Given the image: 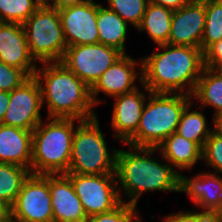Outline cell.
Segmentation results:
<instances>
[{
  "label": "cell",
  "mask_w": 222,
  "mask_h": 222,
  "mask_svg": "<svg viewBox=\"0 0 222 222\" xmlns=\"http://www.w3.org/2000/svg\"><path fill=\"white\" fill-rule=\"evenodd\" d=\"M64 38L69 46L98 44L97 3H85L58 10Z\"/></svg>",
  "instance_id": "12"
},
{
  "label": "cell",
  "mask_w": 222,
  "mask_h": 222,
  "mask_svg": "<svg viewBox=\"0 0 222 222\" xmlns=\"http://www.w3.org/2000/svg\"><path fill=\"white\" fill-rule=\"evenodd\" d=\"M149 102L144 105L136 134L126 143L134 147H157L176 132L184 109L193 102L183 93L150 92Z\"/></svg>",
  "instance_id": "5"
},
{
  "label": "cell",
  "mask_w": 222,
  "mask_h": 222,
  "mask_svg": "<svg viewBox=\"0 0 222 222\" xmlns=\"http://www.w3.org/2000/svg\"><path fill=\"white\" fill-rule=\"evenodd\" d=\"M10 222H53L49 174H30L10 207Z\"/></svg>",
  "instance_id": "10"
},
{
  "label": "cell",
  "mask_w": 222,
  "mask_h": 222,
  "mask_svg": "<svg viewBox=\"0 0 222 222\" xmlns=\"http://www.w3.org/2000/svg\"><path fill=\"white\" fill-rule=\"evenodd\" d=\"M32 131L0 123V163L15 164L31 171Z\"/></svg>",
  "instance_id": "19"
},
{
  "label": "cell",
  "mask_w": 222,
  "mask_h": 222,
  "mask_svg": "<svg viewBox=\"0 0 222 222\" xmlns=\"http://www.w3.org/2000/svg\"><path fill=\"white\" fill-rule=\"evenodd\" d=\"M203 63L205 68L222 70V39L203 52Z\"/></svg>",
  "instance_id": "33"
},
{
  "label": "cell",
  "mask_w": 222,
  "mask_h": 222,
  "mask_svg": "<svg viewBox=\"0 0 222 222\" xmlns=\"http://www.w3.org/2000/svg\"><path fill=\"white\" fill-rule=\"evenodd\" d=\"M193 105L194 100L184 109L176 133L196 142L203 149L207 138L212 133V128L207 126V120L202 111H189Z\"/></svg>",
  "instance_id": "24"
},
{
  "label": "cell",
  "mask_w": 222,
  "mask_h": 222,
  "mask_svg": "<svg viewBox=\"0 0 222 222\" xmlns=\"http://www.w3.org/2000/svg\"><path fill=\"white\" fill-rule=\"evenodd\" d=\"M0 61L28 77L35 75L38 66L29 51L23 24L0 22Z\"/></svg>",
  "instance_id": "15"
},
{
  "label": "cell",
  "mask_w": 222,
  "mask_h": 222,
  "mask_svg": "<svg viewBox=\"0 0 222 222\" xmlns=\"http://www.w3.org/2000/svg\"><path fill=\"white\" fill-rule=\"evenodd\" d=\"M97 118L78 120L67 173L85 175L115 173L118 149L107 148Z\"/></svg>",
  "instance_id": "6"
},
{
  "label": "cell",
  "mask_w": 222,
  "mask_h": 222,
  "mask_svg": "<svg viewBox=\"0 0 222 222\" xmlns=\"http://www.w3.org/2000/svg\"><path fill=\"white\" fill-rule=\"evenodd\" d=\"M27 44L36 62H60L67 44L57 9L42 4L24 23Z\"/></svg>",
  "instance_id": "7"
},
{
  "label": "cell",
  "mask_w": 222,
  "mask_h": 222,
  "mask_svg": "<svg viewBox=\"0 0 222 222\" xmlns=\"http://www.w3.org/2000/svg\"><path fill=\"white\" fill-rule=\"evenodd\" d=\"M28 78L22 70L8 66L0 61V91L11 92Z\"/></svg>",
  "instance_id": "31"
},
{
  "label": "cell",
  "mask_w": 222,
  "mask_h": 222,
  "mask_svg": "<svg viewBox=\"0 0 222 222\" xmlns=\"http://www.w3.org/2000/svg\"><path fill=\"white\" fill-rule=\"evenodd\" d=\"M137 206L121 202L111 211L94 215L87 222H141Z\"/></svg>",
  "instance_id": "29"
},
{
  "label": "cell",
  "mask_w": 222,
  "mask_h": 222,
  "mask_svg": "<svg viewBox=\"0 0 222 222\" xmlns=\"http://www.w3.org/2000/svg\"><path fill=\"white\" fill-rule=\"evenodd\" d=\"M30 174L28 168L0 163V201L10 208Z\"/></svg>",
  "instance_id": "25"
},
{
  "label": "cell",
  "mask_w": 222,
  "mask_h": 222,
  "mask_svg": "<svg viewBox=\"0 0 222 222\" xmlns=\"http://www.w3.org/2000/svg\"><path fill=\"white\" fill-rule=\"evenodd\" d=\"M89 0H43V3L51 8L61 10L63 8L85 3Z\"/></svg>",
  "instance_id": "34"
},
{
  "label": "cell",
  "mask_w": 222,
  "mask_h": 222,
  "mask_svg": "<svg viewBox=\"0 0 222 222\" xmlns=\"http://www.w3.org/2000/svg\"><path fill=\"white\" fill-rule=\"evenodd\" d=\"M217 222H222V214L217 216Z\"/></svg>",
  "instance_id": "39"
},
{
  "label": "cell",
  "mask_w": 222,
  "mask_h": 222,
  "mask_svg": "<svg viewBox=\"0 0 222 222\" xmlns=\"http://www.w3.org/2000/svg\"><path fill=\"white\" fill-rule=\"evenodd\" d=\"M173 12L172 9L149 2L141 24L136 29L147 33L156 45L167 44Z\"/></svg>",
  "instance_id": "22"
},
{
  "label": "cell",
  "mask_w": 222,
  "mask_h": 222,
  "mask_svg": "<svg viewBox=\"0 0 222 222\" xmlns=\"http://www.w3.org/2000/svg\"><path fill=\"white\" fill-rule=\"evenodd\" d=\"M88 218L116 208L121 199L115 173L85 175L66 173Z\"/></svg>",
  "instance_id": "9"
},
{
  "label": "cell",
  "mask_w": 222,
  "mask_h": 222,
  "mask_svg": "<svg viewBox=\"0 0 222 222\" xmlns=\"http://www.w3.org/2000/svg\"><path fill=\"white\" fill-rule=\"evenodd\" d=\"M179 192L190 196L203 212L218 216L222 214V175L201 172L189 178L180 172Z\"/></svg>",
  "instance_id": "16"
},
{
  "label": "cell",
  "mask_w": 222,
  "mask_h": 222,
  "mask_svg": "<svg viewBox=\"0 0 222 222\" xmlns=\"http://www.w3.org/2000/svg\"><path fill=\"white\" fill-rule=\"evenodd\" d=\"M128 146L131 151L118 149L116 154L115 176L121 202L137 206L147 191L179 192L180 172L152 157L157 147ZM122 191L128 201L123 200Z\"/></svg>",
  "instance_id": "2"
},
{
  "label": "cell",
  "mask_w": 222,
  "mask_h": 222,
  "mask_svg": "<svg viewBox=\"0 0 222 222\" xmlns=\"http://www.w3.org/2000/svg\"><path fill=\"white\" fill-rule=\"evenodd\" d=\"M128 23L117 13L97 3V29L99 43L119 49L124 54Z\"/></svg>",
  "instance_id": "21"
},
{
  "label": "cell",
  "mask_w": 222,
  "mask_h": 222,
  "mask_svg": "<svg viewBox=\"0 0 222 222\" xmlns=\"http://www.w3.org/2000/svg\"><path fill=\"white\" fill-rule=\"evenodd\" d=\"M123 55L119 49L100 43L75 45L66 48L60 62L92 88L101 75Z\"/></svg>",
  "instance_id": "8"
},
{
  "label": "cell",
  "mask_w": 222,
  "mask_h": 222,
  "mask_svg": "<svg viewBox=\"0 0 222 222\" xmlns=\"http://www.w3.org/2000/svg\"><path fill=\"white\" fill-rule=\"evenodd\" d=\"M32 131L31 174H66L77 127L72 118H46Z\"/></svg>",
  "instance_id": "4"
},
{
  "label": "cell",
  "mask_w": 222,
  "mask_h": 222,
  "mask_svg": "<svg viewBox=\"0 0 222 222\" xmlns=\"http://www.w3.org/2000/svg\"><path fill=\"white\" fill-rule=\"evenodd\" d=\"M213 168L214 173L222 175V136L211 133L202 149V161Z\"/></svg>",
  "instance_id": "30"
},
{
  "label": "cell",
  "mask_w": 222,
  "mask_h": 222,
  "mask_svg": "<svg viewBox=\"0 0 222 222\" xmlns=\"http://www.w3.org/2000/svg\"><path fill=\"white\" fill-rule=\"evenodd\" d=\"M205 17V0H191L174 10L167 44L201 48Z\"/></svg>",
  "instance_id": "14"
},
{
  "label": "cell",
  "mask_w": 222,
  "mask_h": 222,
  "mask_svg": "<svg viewBox=\"0 0 222 222\" xmlns=\"http://www.w3.org/2000/svg\"><path fill=\"white\" fill-rule=\"evenodd\" d=\"M213 126H212V132L222 136V112L218 114H213Z\"/></svg>",
  "instance_id": "37"
},
{
  "label": "cell",
  "mask_w": 222,
  "mask_h": 222,
  "mask_svg": "<svg viewBox=\"0 0 222 222\" xmlns=\"http://www.w3.org/2000/svg\"><path fill=\"white\" fill-rule=\"evenodd\" d=\"M107 2L110 10L137 28L141 24L149 0H107Z\"/></svg>",
  "instance_id": "28"
},
{
  "label": "cell",
  "mask_w": 222,
  "mask_h": 222,
  "mask_svg": "<svg viewBox=\"0 0 222 222\" xmlns=\"http://www.w3.org/2000/svg\"><path fill=\"white\" fill-rule=\"evenodd\" d=\"M159 47L162 52H158ZM141 59L142 84L150 92L192 96L204 68L201 48L190 46L161 44Z\"/></svg>",
  "instance_id": "1"
},
{
  "label": "cell",
  "mask_w": 222,
  "mask_h": 222,
  "mask_svg": "<svg viewBox=\"0 0 222 222\" xmlns=\"http://www.w3.org/2000/svg\"><path fill=\"white\" fill-rule=\"evenodd\" d=\"M205 11V28L201 40L202 52L222 39V4L217 0H205Z\"/></svg>",
  "instance_id": "26"
},
{
  "label": "cell",
  "mask_w": 222,
  "mask_h": 222,
  "mask_svg": "<svg viewBox=\"0 0 222 222\" xmlns=\"http://www.w3.org/2000/svg\"><path fill=\"white\" fill-rule=\"evenodd\" d=\"M9 103V92L0 91V123L3 121Z\"/></svg>",
  "instance_id": "36"
},
{
  "label": "cell",
  "mask_w": 222,
  "mask_h": 222,
  "mask_svg": "<svg viewBox=\"0 0 222 222\" xmlns=\"http://www.w3.org/2000/svg\"><path fill=\"white\" fill-rule=\"evenodd\" d=\"M0 222H10V208L0 201Z\"/></svg>",
  "instance_id": "38"
},
{
  "label": "cell",
  "mask_w": 222,
  "mask_h": 222,
  "mask_svg": "<svg viewBox=\"0 0 222 222\" xmlns=\"http://www.w3.org/2000/svg\"><path fill=\"white\" fill-rule=\"evenodd\" d=\"M43 0H0V22L23 24Z\"/></svg>",
  "instance_id": "27"
},
{
  "label": "cell",
  "mask_w": 222,
  "mask_h": 222,
  "mask_svg": "<svg viewBox=\"0 0 222 222\" xmlns=\"http://www.w3.org/2000/svg\"><path fill=\"white\" fill-rule=\"evenodd\" d=\"M41 64L34 77L41 88L42 106L47 104L48 118L86 121L97 117L89 86L62 62Z\"/></svg>",
  "instance_id": "3"
},
{
  "label": "cell",
  "mask_w": 222,
  "mask_h": 222,
  "mask_svg": "<svg viewBox=\"0 0 222 222\" xmlns=\"http://www.w3.org/2000/svg\"><path fill=\"white\" fill-rule=\"evenodd\" d=\"M138 63L140 64L138 65ZM137 66H139L140 75L137 73ZM138 75L140 77H137ZM137 78H139L138 81L141 84L142 59L134 60L130 55L124 54L101 75L99 80L91 88V99L94 106L99 105L101 101L96 98L100 93L113 98L135 90L138 88V86L135 85L137 83H134Z\"/></svg>",
  "instance_id": "13"
},
{
  "label": "cell",
  "mask_w": 222,
  "mask_h": 222,
  "mask_svg": "<svg viewBox=\"0 0 222 222\" xmlns=\"http://www.w3.org/2000/svg\"><path fill=\"white\" fill-rule=\"evenodd\" d=\"M169 214L163 222H217V216L203 211H181Z\"/></svg>",
  "instance_id": "32"
},
{
  "label": "cell",
  "mask_w": 222,
  "mask_h": 222,
  "mask_svg": "<svg viewBox=\"0 0 222 222\" xmlns=\"http://www.w3.org/2000/svg\"><path fill=\"white\" fill-rule=\"evenodd\" d=\"M191 0H149V2L169 8L172 10H178L188 4Z\"/></svg>",
  "instance_id": "35"
},
{
  "label": "cell",
  "mask_w": 222,
  "mask_h": 222,
  "mask_svg": "<svg viewBox=\"0 0 222 222\" xmlns=\"http://www.w3.org/2000/svg\"><path fill=\"white\" fill-rule=\"evenodd\" d=\"M41 88L32 76L9 92V103L2 124L33 131L42 121Z\"/></svg>",
  "instance_id": "11"
},
{
  "label": "cell",
  "mask_w": 222,
  "mask_h": 222,
  "mask_svg": "<svg viewBox=\"0 0 222 222\" xmlns=\"http://www.w3.org/2000/svg\"><path fill=\"white\" fill-rule=\"evenodd\" d=\"M201 103L199 108L212 107L214 114L222 112V70L203 68L192 95Z\"/></svg>",
  "instance_id": "23"
},
{
  "label": "cell",
  "mask_w": 222,
  "mask_h": 222,
  "mask_svg": "<svg viewBox=\"0 0 222 222\" xmlns=\"http://www.w3.org/2000/svg\"><path fill=\"white\" fill-rule=\"evenodd\" d=\"M162 160L168 162L176 171L191 170L197 161L202 160V148L174 132L157 146ZM178 169V170H177Z\"/></svg>",
  "instance_id": "20"
},
{
  "label": "cell",
  "mask_w": 222,
  "mask_h": 222,
  "mask_svg": "<svg viewBox=\"0 0 222 222\" xmlns=\"http://www.w3.org/2000/svg\"><path fill=\"white\" fill-rule=\"evenodd\" d=\"M53 222H87L82 203L66 174H49Z\"/></svg>",
  "instance_id": "18"
},
{
  "label": "cell",
  "mask_w": 222,
  "mask_h": 222,
  "mask_svg": "<svg viewBox=\"0 0 222 222\" xmlns=\"http://www.w3.org/2000/svg\"><path fill=\"white\" fill-rule=\"evenodd\" d=\"M113 98L115 102L110 127L114 130V138L126 144L136 134L143 107L148 99L147 94L138 87Z\"/></svg>",
  "instance_id": "17"
}]
</instances>
